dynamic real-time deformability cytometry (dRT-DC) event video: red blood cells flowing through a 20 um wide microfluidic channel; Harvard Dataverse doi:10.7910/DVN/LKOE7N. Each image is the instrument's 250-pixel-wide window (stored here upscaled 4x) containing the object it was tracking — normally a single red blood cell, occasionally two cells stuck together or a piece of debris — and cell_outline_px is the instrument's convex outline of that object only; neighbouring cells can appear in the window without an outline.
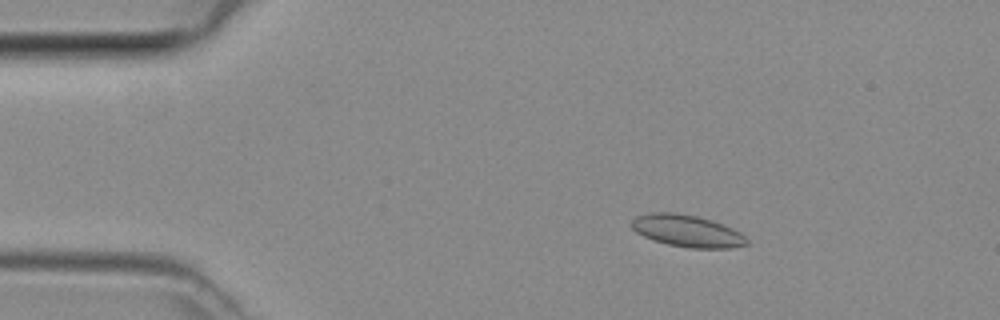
{"species": "common noctule bat (a hibernating species)", "species_latin": "Nyctalus noctula", "temperature_condition": "room temperature", "stored_images_in_passage": 47, "camera_frame_rate_fps": 3000, "um_per_image_px": 0.085, "animal": {"sex": "female", "body_mass_g": 29.2, "forearm_length_mm": 56.3}, "frame": {"image": 1, "passage_image": 8, "time_ms": 2.333, "image_size_px": [1000, 320], "cell_outline_px": [[748, 244], [732, 248], [688, 248], [668, 244], [652, 240], [636, 232], [632, 228], [632, 220], [636, 216], [652, 212], [672, 212], [696, 216], [732, 228], [740, 232], [748, 240]], "centroid_in_image_um": [58.39, 19.64], "position_along_channel_um": 26.6, "area_um2": 21.27}}
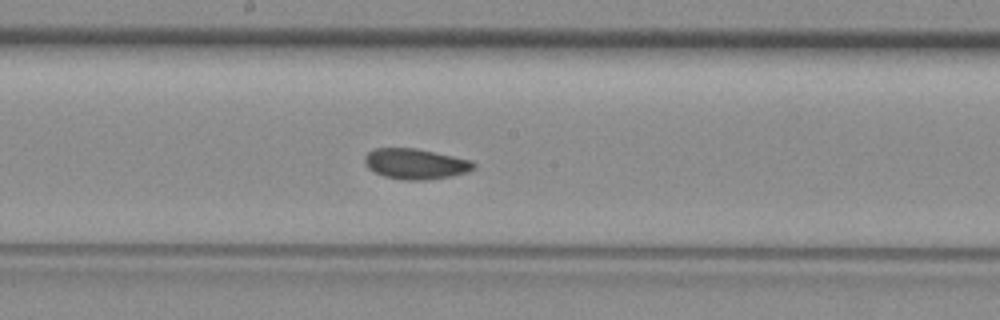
{"frame": {"image": 2, "passage_image": 25, "time_ms": 8.0, "image_size_px": [1000, 320], "cell_outline_px": [[476, 168], [468, 172], [428, 180], [404, 180], [384, 176], [368, 168], [364, 164], [364, 156], [368, 152], [376, 148], [416, 148], [472, 160], [476, 164]], "centroid_in_image_um": [35.32, 13.92], "position_along_channel_um": 212.9, "area_um2": 19.42}}
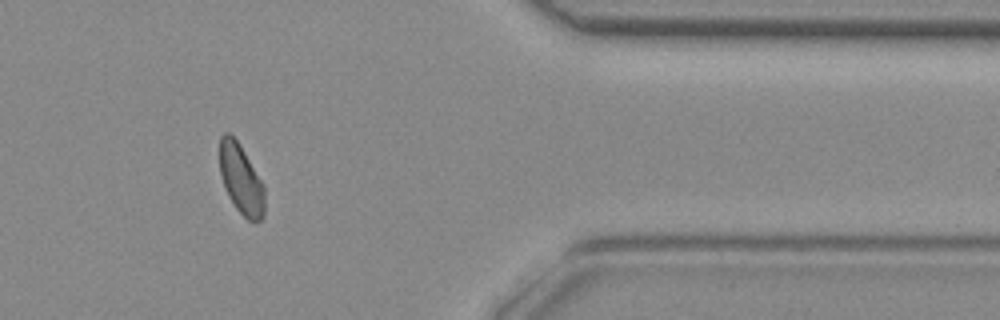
{"frame": {"image": 3, "passage_image": 39, "time_ms": 12.667, "image_size_px": [1000, 320], "cell_outline_px": [[264, 216], [260, 220], [248, 220], [236, 208], [228, 196], [220, 172], [220, 136], [224, 132], [228, 132], [240, 144], [264, 184]], "centroid_in_image_um": [20.5, 15.22], "position_along_channel_um": 390.9, "area_um2": 18.15}}